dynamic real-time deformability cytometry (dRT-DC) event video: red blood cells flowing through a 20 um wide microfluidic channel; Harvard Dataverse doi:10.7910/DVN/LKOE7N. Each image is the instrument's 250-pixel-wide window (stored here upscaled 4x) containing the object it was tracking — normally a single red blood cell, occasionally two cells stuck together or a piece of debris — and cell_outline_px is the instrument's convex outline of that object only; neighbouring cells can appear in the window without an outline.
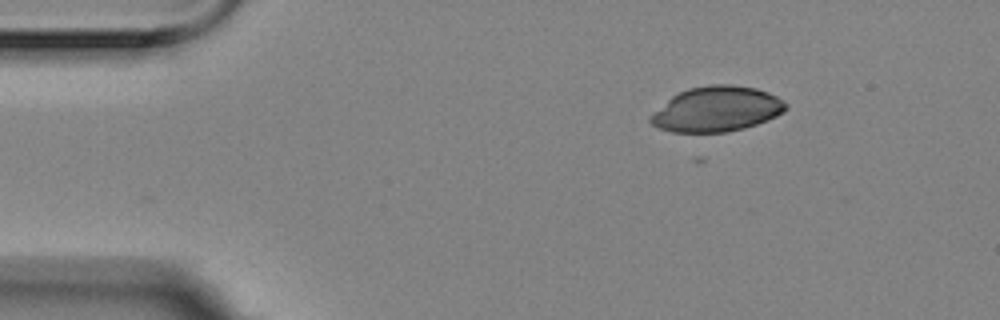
{"species": "Egyptian fruit bat (a non-hibernating species)", "species_latin": "Rousettus aegyptiacus", "temperature_condition": "room temperature", "stored_images_in_passage": 2, "camera_frame_rate_fps": 3000, "um_per_image_px": 0.085, "animal": {"sex": "female"}, "frame": {"image": 1, "passage_image": 2, "time_ms": 0.333, "image_size_px": [1000, 320], "cell_outline_px": [[788, 108], [784, 112], [768, 120], [744, 128], [728, 132], [672, 132], [660, 128], [652, 124], [648, 120], [648, 116], [672, 96], [688, 88], [708, 84], [732, 84], [756, 88], [768, 92], [784, 100], [788, 104]], "centroid_in_image_um": [60.93, 9.27], "position_along_channel_um": 24.1, "area_um2": 35.84}}